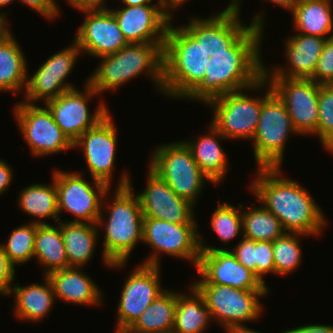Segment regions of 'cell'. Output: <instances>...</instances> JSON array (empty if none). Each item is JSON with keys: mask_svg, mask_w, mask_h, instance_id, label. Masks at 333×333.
I'll use <instances>...</instances> for the list:
<instances>
[{"mask_svg": "<svg viewBox=\"0 0 333 333\" xmlns=\"http://www.w3.org/2000/svg\"><path fill=\"white\" fill-rule=\"evenodd\" d=\"M264 29L252 25L229 49L214 50L205 77L185 98L208 101L254 85L263 77L262 43Z\"/></svg>", "mask_w": 333, "mask_h": 333, "instance_id": "obj_1", "label": "cell"}, {"mask_svg": "<svg viewBox=\"0 0 333 333\" xmlns=\"http://www.w3.org/2000/svg\"><path fill=\"white\" fill-rule=\"evenodd\" d=\"M249 188L255 199L281 222L286 233L316 237L328 224L323 209L298 181L283 178L282 167L256 168Z\"/></svg>", "mask_w": 333, "mask_h": 333, "instance_id": "obj_2", "label": "cell"}, {"mask_svg": "<svg viewBox=\"0 0 333 333\" xmlns=\"http://www.w3.org/2000/svg\"><path fill=\"white\" fill-rule=\"evenodd\" d=\"M129 175V172H122L110 203L106 200L112 188L106 192L96 223L99 231L104 228L101 260L105 266L114 269L127 266L131 253L138 243H142L144 215Z\"/></svg>", "mask_w": 333, "mask_h": 333, "instance_id": "obj_3", "label": "cell"}, {"mask_svg": "<svg viewBox=\"0 0 333 333\" xmlns=\"http://www.w3.org/2000/svg\"><path fill=\"white\" fill-rule=\"evenodd\" d=\"M173 20L163 45L162 94L185 100L205 77L210 54L183 26H173Z\"/></svg>", "mask_w": 333, "mask_h": 333, "instance_id": "obj_4", "label": "cell"}, {"mask_svg": "<svg viewBox=\"0 0 333 333\" xmlns=\"http://www.w3.org/2000/svg\"><path fill=\"white\" fill-rule=\"evenodd\" d=\"M164 43L127 44L116 53L99 57L101 62L87 78V83L99 94L115 91L124 83L148 76L155 89L163 88Z\"/></svg>", "mask_w": 333, "mask_h": 333, "instance_id": "obj_5", "label": "cell"}, {"mask_svg": "<svg viewBox=\"0 0 333 333\" xmlns=\"http://www.w3.org/2000/svg\"><path fill=\"white\" fill-rule=\"evenodd\" d=\"M263 89L266 91L265 94L257 97L246 92H259ZM272 92L270 84L263 76L248 88L218 96L205 104L213 111L210 123L227 140L251 141L257 129L262 104Z\"/></svg>", "mask_w": 333, "mask_h": 333, "instance_id": "obj_6", "label": "cell"}, {"mask_svg": "<svg viewBox=\"0 0 333 333\" xmlns=\"http://www.w3.org/2000/svg\"><path fill=\"white\" fill-rule=\"evenodd\" d=\"M148 168L181 198L196 206L206 181L214 184L199 168L190 149L180 140L154 147Z\"/></svg>", "mask_w": 333, "mask_h": 333, "instance_id": "obj_7", "label": "cell"}, {"mask_svg": "<svg viewBox=\"0 0 333 333\" xmlns=\"http://www.w3.org/2000/svg\"><path fill=\"white\" fill-rule=\"evenodd\" d=\"M198 223L176 224L153 217L143 218L142 243L151 247V254L141 264L161 266L160 255L187 260L197 269L200 260Z\"/></svg>", "mask_w": 333, "mask_h": 333, "instance_id": "obj_8", "label": "cell"}, {"mask_svg": "<svg viewBox=\"0 0 333 333\" xmlns=\"http://www.w3.org/2000/svg\"><path fill=\"white\" fill-rule=\"evenodd\" d=\"M291 134L299 135L286 106L272 92L262 104L257 129L251 140L257 168L282 167Z\"/></svg>", "mask_w": 333, "mask_h": 333, "instance_id": "obj_9", "label": "cell"}, {"mask_svg": "<svg viewBox=\"0 0 333 333\" xmlns=\"http://www.w3.org/2000/svg\"><path fill=\"white\" fill-rule=\"evenodd\" d=\"M192 285L203 296L212 320L223 329L259 321V317L263 316L260 299L270 294V290L237 289L227 285Z\"/></svg>", "mask_w": 333, "mask_h": 333, "instance_id": "obj_10", "label": "cell"}, {"mask_svg": "<svg viewBox=\"0 0 333 333\" xmlns=\"http://www.w3.org/2000/svg\"><path fill=\"white\" fill-rule=\"evenodd\" d=\"M57 188L59 221L65 211L75 216L67 222L96 224L102 211V202L110 187L96 179L90 183L83 172L52 171ZM63 212V213H62Z\"/></svg>", "mask_w": 333, "mask_h": 333, "instance_id": "obj_11", "label": "cell"}, {"mask_svg": "<svg viewBox=\"0 0 333 333\" xmlns=\"http://www.w3.org/2000/svg\"><path fill=\"white\" fill-rule=\"evenodd\" d=\"M13 115L31 155L50 156L73 149V143L55 123L51 112L43 105L18 102Z\"/></svg>", "mask_w": 333, "mask_h": 333, "instance_id": "obj_12", "label": "cell"}, {"mask_svg": "<svg viewBox=\"0 0 333 333\" xmlns=\"http://www.w3.org/2000/svg\"><path fill=\"white\" fill-rule=\"evenodd\" d=\"M83 88V91L78 90L79 88L66 91L44 103L55 123L72 143L88 129L95 127L110 112L108 105L102 100L91 113L88 103L99 94L87 83V80Z\"/></svg>", "mask_w": 333, "mask_h": 333, "instance_id": "obj_13", "label": "cell"}, {"mask_svg": "<svg viewBox=\"0 0 333 333\" xmlns=\"http://www.w3.org/2000/svg\"><path fill=\"white\" fill-rule=\"evenodd\" d=\"M69 47H65L40 64L38 69L27 76V84L22 101L30 104L43 102L42 105L62 93L77 88L67 78L72 73L77 57L82 56L77 43L72 40Z\"/></svg>", "mask_w": 333, "mask_h": 333, "instance_id": "obj_14", "label": "cell"}, {"mask_svg": "<svg viewBox=\"0 0 333 333\" xmlns=\"http://www.w3.org/2000/svg\"><path fill=\"white\" fill-rule=\"evenodd\" d=\"M238 12L230 3L221 12L209 17H189V23L183 27L209 52L229 49L252 25L264 28L263 12L253 16L249 25L241 19ZM244 23V24H243Z\"/></svg>", "mask_w": 333, "mask_h": 333, "instance_id": "obj_15", "label": "cell"}, {"mask_svg": "<svg viewBox=\"0 0 333 333\" xmlns=\"http://www.w3.org/2000/svg\"><path fill=\"white\" fill-rule=\"evenodd\" d=\"M272 91L286 106L301 136H317L320 84L311 79L265 77Z\"/></svg>", "mask_w": 333, "mask_h": 333, "instance_id": "obj_16", "label": "cell"}, {"mask_svg": "<svg viewBox=\"0 0 333 333\" xmlns=\"http://www.w3.org/2000/svg\"><path fill=\"white\" fill-rule=\"evenodd\" d=\"M200 235V260L196 271L202 278L191 284H218L237 289L271 290L263 285L254 272L240 264L227 247L206 245Z\"/></svg>", "mask_w": 333, "mask_h": 333, "instance_id": "obj_17", "label": "cell"}, {"mask_svg": "<svg viewBox=\"0 0 333 333\" xmlns=\"http://www.w3.org/2000/svg\"><path fill=\"white\" fill-rule=\"evenodd\" d=\"M160 266L138 264L124 281L117 308L115 333H124L146 308L166 289Z\"/></svg>", "mask_w": 333, "mask_h": 333, "instance_id": "obj_18", "label": "cell"}, {"mask_svg": "<svg viewBox=\"0 0 333 333\" xmlns=\"http://www.w3.org/2000/svg\"><path fill=\"white\" fill-rule=\"evenodd\" d=\"M111 113L95 127L88 129L74 143L73 149H82L92 179L112 187L117 153V127Z\"/></svg>", "mask_w": 333, "mask_h": 333, "instance_id": "obj_19", "label": "cell"}, {"mask_svg": "<svg viewBox=\"0 0 333 333\" xmlns=\"http://www.w3.org/2000/svg\"><path fill=\"white\" fill-rule=\"evenodd\" d=\"M157 4L109 9L128 44L164 43L172 18Z\"/></svg>", "mask_w": 333, "mask_h": 333, "instance_id": "obj_20", "label": "cell"}, {"mask_svg": "<svg viewBox=\"0 0 333 333\" xmlns=\"http://www.w3.org/2000/svg\"><path fill=\"white\" fill-rule=\"evenodd\" d=\"M82 13L86 14L85 18L73 38L82 56L99 58L116 53L128 44L109 9L86 10Z\"/></svg>", "mask_w": 333, "mask_h": 333, "instance_id": "obj_21", "label": "cell"}, {"mask_svg": "<svg viewBox=\"0 0 333 333\" xmlns=\"http://www.w3.org/2000/svg\"><path fill=\"white\" fill-rule=\"evenodd\" d=\"M144 190L136 194L144 217L176 224L198 223L195 217V206L178 196L168 184L160 179L149 168Z\"/></svg>", "mask_w": 333, "mask_h": 333, "instance_id": "obj_22", "label": "cell"}, {"mask_svg": "<svg viewBox=\"0 0 333 333\" xmlns=\"http://www.w3.org/2000/svg\"><path fill=\"white\" fill-rule=\"evenodd\" d=\"M326 38L296 33L284 41L287 65L267 68L264 65V77H284L310 79L321 56ZM289 64V65H288Z\"/></svg>", "mask_w": 333, "mask_h": 333, "instance_id": "obj_23", "label": "cell"}, {"mask_svg": "<svg viewBox=\"0 0 333 333\" xmlns=\"http://www.w3.org/2000/svg\"><path fill=\"white\" fill-rule=\"evenodd\" d=\"M57 300L80 306L102 305V290L83 267H67L47 275ZM59 298V299H58Z\"/></svg>", "mask_w": 333, "mask_h": 333, "instance_id": "obj_24", "label": "cell"}, {"mask_svg": "<svg viewBox=\"0 0 333 333\" xmlns=\"http://www.w3.org/2000/svg\"><path fill=\"white\" fill-rule=\"evenodd\" d=\"M44 284L31 283L21 286L20 283H13L6 297L14 295L13 316L19 320L38 323L45 320L53 305L56 297L53 286L47 276H43Z\"/></svg>", "mask_w": 333, "mask_h": 333, "instance_id": "obj_25", "label": "cell"}, {"mask_svg": "<svg viewBox=\"0 0 333 333\" xmlns=\"http://www.w3.org/2000/svg\"><path fill=\"white\" fill-rule=\"evenodd\" d=\"M208 134H202L195 139L183 140L190 149L193 159L199 168L216 184H221L229 170V159L221 146V140L226 138L209 123Z\"/></svg>", "mask_w": 333, "mask_h": 333, "instance_id": "obj_26", "label": "cell"}, {"mask_svg": "<svg viewBox=\"0 0 333 333\" xmlns=\"http://www.w3.org/2000/svg\"><path fill=\"white\" fill-rule=\"evenodd\" d=\"M11 32L0 35V91L24 94L29 72L27 58Z\"/></svg>", "mask_w": 333, "mask_h": 333, "instance_id": "obj_27", "label": "cell"}, {"mask_svg": "<svg viewBox=\"0 0 333 333\" xmlns=\"http://www.w3.org/2000/svg\"><path fill=\"white\" fill-rule=\"evenodd\" d=\"M333 0H299L290 11L294 29L303 35L333 37Z\"/></svg>", "mask_w": 333, "mask_h": 333, "instance_id": "obj_28", "label": "cell"}, {"mask_svg": "<svg viewBox=\"0 0 333 333\" xmlns=\"http://www.w3.org/2000/svg\"><path fill=\"white\" fill-rule=\"evenodd\" d=\"M69 267H84L93 258L98 236L97 224L58 221Z\"/></svg>", "mask_w": 333, "mask_h": 333, "instance_id": "obj_29", "label": "cell"}, {"mask_svg": "<svg viewBox=\"0 0 333 333\" xmlns=\"http://www.w3.org/2000/svg\"><path fill=\"white\" fill-rule=\"evenodd\" d=\"M189 288V294L176 291L172 333H205L213 322L203 296L192 284Z\"/></svg>", "mask_w": 333, "mask_h": 333, "instance_id": "obj_30", "label": "cell"}, {"mask_svg": "<svg viewBox=\"0 0 333 333\" xmlns=\"http://www.w3.org/2000/svg\"><path fill=\"white\" fill-rule=\"evenodd\" d=\"M17 200L20 210L27 216L30 215V217L34 218L31 222L47 224V222H44L47 218L55 220L56 223L59 221L57 188L54 175H52L51 184L33 183L21 189Z\"/></svg>", "mask_w": 333, "mask_h": 333, "instance_id": "obj_31", "label": "cell"}, {"mask_svg": "<svg viewBox=\"0 0 333 333\" xmlns=\"http://www.w3.org/2000/svg\"><path fill=\"white\" fill-rule=\"evenodd\" d=\"M34 258L44 268V276L69 267L60 225L37 224Z\"/></svg>", "mask_w": 333, "mask_h": 333, "instance_id": "obj_32", "label": "cell"}, {"mask_svg": "<svg viewBox=\"0 0 333 333\" xmlns=\"http://www.w3.org/2000/svg\"><path fill=\"white\" fill-rule=\"evenodd\" d=\"M176 290L161 293L124 333H172Z\"/></svg>", "mask_w": 333, "mask_h": 333, "instance_id": "obj_33", "label": "cell"}, {"mask_svg": "<svg viewBox=\"0 0 333 333\" xmlns=\"http://www.w3.org/2000/svg\"><path fill=\"white\" fill-rule=\"evenodd\" d=\"M242 204L243 237L255 241H271L282 237L286 232L279 219L261 203L244 209Z\"/></svg>", "mask_w": 333, "mask_h": 333, "instance_id": "obj_34", "label": "cell"}, {"mask_svg": "<svg viewBox=\"0 0 333 333\" xmlns=\"http://www.w3.org/2000/svg\"><path fill=\"white\" fill-rule=\"evenodd\" d=\"M235 207L226 201L219 203L210 218L211 230L219 237L222 244H230L233 239L243 237L242 229V202Z\"/></svg>", "mask_w": 333, "mask_h": 333, "instance_id": "obj_35", "label": "cell"}, {"mask_svg": "<svg viewBox=\"0 0 333 333\" xmlns=\"http://www.w3.org/2000/svg\"><path fill=\"white\" fill-rule=\"evenodd\" d=\"M37 223L29 222L11 231L7 242L0 243L9 261L14 265H23L34 260V242Z\"/></svg>", "mask_w": 333, "mask_h": 333, "instance_id": "obj_36", "label": "cell"}, {"mask_svg": "<svg viewBox=\"0 0 333 333\" xmlns=\"http://www.w3.org/2000/svg\"><path fill=\"white\" fill-rule=\"evenodd\" d=\"M307 235L285 233L273 242V256L276 275L287 276L295 272L302 263V244L300 237Z\"/></svg>", "mask_w": 333, "mask_h": 333, "instance_id": "obj_37", "label": "cell"}, {"mask_svg": "<svg viewBox=\"0 0 333 333\" xmlns=\"http://www.w3.org/2000/svg\"><path fill=\"white\" fill-rule=\"evenodd\" d=\"M318 108L317 137L333 155V84H320Z\"/></svg>", "mask_w": 333, "mask_h": 333, "instance_id": "obj_38", "label": "cell"}, {"mask_svg": "<svg viewBox=\"0 0 333 333\" xmlns=\"http://www.w3.org/2000/svg\"><path fill=\"white\" fill-rule=\"evenodd\" d=\"M255 262L256 277L261 283L269 288L265 283V275L269 273L276 274L275 262L273 256V242L256 241L255 244Z\"/></svg>", "mask_w": 333, "mask_h": 333, "instance_id": "obj_39", "label": "cell"}, {"mask_svg": "<svg viewBox=\"0 0 333 333\" xmlns=\"http://www.w3.org/2000/svg\"><path fill=\"white\" fill-rule=\"evenodd\" d=\"M310 79L319 84H333V37L326 40Z\"/></svg>", "mask_w": 333, "mask_h": 333, "instance_id": "obj_40", "label": "cell"}, {"mask_svg": "<svg viewBox=\"0 0 333 333\" xmlns=\"http://www.w3.org/2000/svg\"><path fill=\"white\" fill-rule=\"evenodd\" d=\"M255 244V240L242 237L239 243L233 248L230 247L229 250L240 264L249 268L256 276Z\"/></svg>", "mask_w": 333, "mask_h": 333, "instance_id": "obj_41", "label": "cell"}, {"mask_svg": "<svg viewBox=\"0 0 333 333\" xmlns=\"http://www.w3.org/2000/svg\"><path fill=\"white\" fill-rule=\"evenodd\" d=\"M30 7L34 12L39 13L42 18L45 17L47 20H53L59 17L61 14L60 6L56 0H18ZM59 6V7H58Z\"/></svg>", "mask_w": 333, "mask_h": 333, "instance_id": "obj_42", "label": "cell"}, {"mask_svg": "<svg viewBox=\"0 0 333 333\" xmlns=\"http://www.w3.org/2000/svg\"><path fill=\"white\" fill-rule=\"evenodd\" d=\"M16 268L9 261L0 244V290L6 295L16 279Z\"/></svg>", "mask_w": 333, "mask_h": 333, "instance_id": "obj_43", "label": "cell"}, {"mask_svg": "<svg viewBox=\"0 0 333 333\" xmlns=\"http://www.w3.org/2000/svg\"><path fill=\"white\" fill-rule=\"evenodd\" d=\"M68 4L73 6L75 9L80 12L86 10H108V7L105 3L106 0H66Z\"/></svg>", "mask_w": 333, "mask_h": 333, "instance_id": "obj_44", "label": "cell"}, {"mask_svg": "<svg viewBox=\"0 0 333 333\" xmlns=\"http://www.w3.org/2000/svg\"><path fill=\"white\" fill-rule=\"evenodd\" d=\"M13 168L8 162L0 159V196L7 191L13 182Z\"/></svg>", "mask_w": 333, "mask_h": 333, "instance_id": "obj_45", "label": "cell"}, {"mask_svg": "<svg viewBox=\"0 0 333 333\" xmlns=\"http://www.w3.org/2000/svg\"><path fill=\"white\" fill-rule=\"evenodd\" d=\"M283 333H333V325L308 324L284 330Z\"/></svg>", "mask_w": 333, "mask_h": 333, "instance_id": "obj_46", "label": "cell"}, {"mask_svg": "<svg viewBox=\"0 0 333 333\" xmlns=\"http://www.w3.org/2000/svg\"><path fill=\"white\" fill-rule=\"evenodd\" d=\"M242 0H231L230 4L238 11L241 13V8L242 6H240ZM264 1H270L276 5H279L280 7L287 9L288 11H291L294 6L296 5V3L299 0H264Z\"/></svg>", "mask_w": 333, "mask_h": 333, "instance_id": "obj_47", "label": "cell"}, {"mask_svg": "<svg viewBox=\"0 0 333 333\" xmlns=\"http://www.w3.org/2000/svg\"><path fill=\"white\" fill-rule=\"evenodd\" d=\"M159 3L161 4V7L163 8V10L172 18L174 19V15H172V11L177 10V8L179 9V7L181 8L182 5H184L186 2H188L189 0H158ZM172 10V11H170Z\"/></svg>", "mask_w": 333, "mask_h": 333, "instance_id": "obj_48", "label": "cell"}, {"mask_svg": "<svg viewBox=\"0 0 333 333\" xmlns=\"http://www.w3.org/2000/svg\"><path fill=\"white\" fill-rule=\"evenodd\" d=\"M225 331L227 333H262L259 330L257 331L253 328H249V327L245 326V324L230 326V327L226 328ZM281 333H283V331Z\"/></svg>", "mask_w": 333, "mask_h": 333, "instance_id": "obj_49", "label": "cell"}, {"mask_svg": "<svg viewBox=\"0 0 333 333\" xmlns=\"http://www.w3.org/2000/svg\"><path fill=\"white\" fill-rule=\"evenodd\" d=\"M121 1L123 6H138V5H145V4H154L152 3L153 0H119Z\"/></svg>", "mask_w": 333, "mask_h": 333, "instance_id": "obj_50", "label": "cell"}, {"mask_svg": "<svg viewBox=\"0 0 333 333\" xmlns=\"http://www.w3.org/2000/svg\"><path fill=\"white\" fill-rule=\"evenodd\" d=\"M8 13L6 12H1L0 11V30L5 33V32H8L10 31L11 29L9 28V23L7 22L8 21V17L6 16Z\"/></svg>", "mask_w": 333, "mask_h": 333, "instance_id": "obj_51", "label": "cell"}, {"mask_svg": "<svg viewBox=\"0 0 333 333\" xmlns=\"http://www.w3.org/2000/svg\"><path fill=\"white\" fill-rule=\"evenodd\" d=\"M14 0H0V11H1V8L8 6L10 5Z\"/></svg>", "mask_w": 333, "mask_h": 333, "instance_id": "obj_52", "label": "cell"}, {"mask_svg": "<svg viewBox=\"0 0 333 333\" xmlns=\"http://www.w3.org/2000/svg\"><path fill=\"white\" fill-rule=\"evenodd\" d=\"M0 295L3 297L5 296V294L1 290H0Z\"/></svg>", "mask_w": 333, "mask_h": 333, "instance_id": "obj_53", "label": "cell"}]
</instances>
